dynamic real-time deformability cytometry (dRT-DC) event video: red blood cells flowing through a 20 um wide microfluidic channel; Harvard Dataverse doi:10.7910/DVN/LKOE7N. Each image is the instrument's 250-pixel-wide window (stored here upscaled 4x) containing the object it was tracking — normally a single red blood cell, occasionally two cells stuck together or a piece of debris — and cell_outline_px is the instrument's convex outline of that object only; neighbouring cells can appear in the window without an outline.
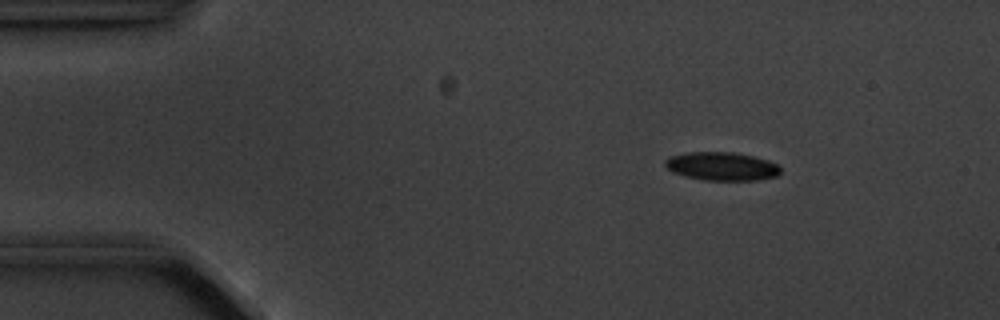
{"species": "common noctule bat (a hibernating species)", "species_latin": "Nyctalus noctula", "temperature_condition": "cold", "stored_images_in_passage": 13, "camera_frame_rate_fps": 3000, "um_per_image_px": 0.085, "animal": {"sex": "male", "body_mass_g": 20.1, "forearm_length_mm": 53.5}, "frame": {"image": 1, "passage_image": 3, "time_ms": 2.333, "image_size_px": [1000, 320], "cell_outline_px": [[780, 172], [776, 176], [756, 180], [704, 180], [684, 176], [672, 172], [664, 164], [664, 160], [672, 156], [692, 152], [732, 152], [752, 156], [768, 160], [776, 164], [780, 168]], "centroid_in_image_um": [61.34, 14.14], "position_along_channel_um": 23.7, "area_um2": 18.9}}
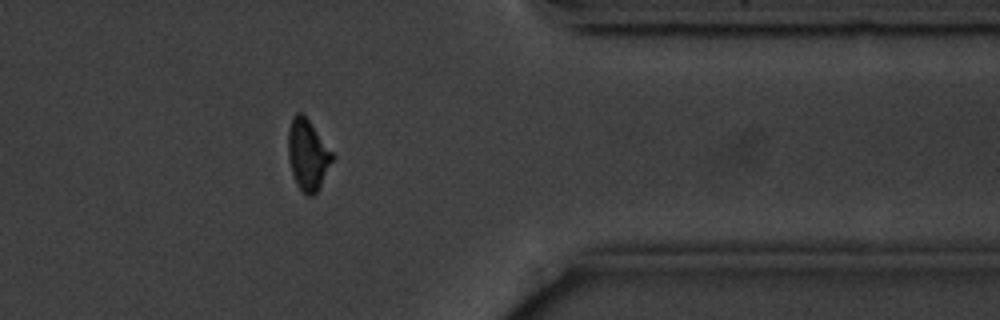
{"frame": {"image": 2, "passage_image": 13, "time_ms": 14.667, "image_size_px": [1000, 320], "cell_outline_px": [[336, 156], [320, 188], [312, 196], [308, 196], [296, 184], [288, 160], [288, 128], [292, 116], [296, 112], [304, 112]], "centroid_in_image_um": [26.18, 13.11], "position_along_channel_um": 385.2, "area_um2": 18.79}, "authors_computed_cell_mechanics": {"area_um2": 18.9006, "velocity_mm_per_s": 3.5719, "shape_relaxation_time_tau1_ms": 1.4035, "shape_relaxation_time_tau2_ms": null, "deformation_change_tau1": 0.0683, "deformation_change_tau2": null}}